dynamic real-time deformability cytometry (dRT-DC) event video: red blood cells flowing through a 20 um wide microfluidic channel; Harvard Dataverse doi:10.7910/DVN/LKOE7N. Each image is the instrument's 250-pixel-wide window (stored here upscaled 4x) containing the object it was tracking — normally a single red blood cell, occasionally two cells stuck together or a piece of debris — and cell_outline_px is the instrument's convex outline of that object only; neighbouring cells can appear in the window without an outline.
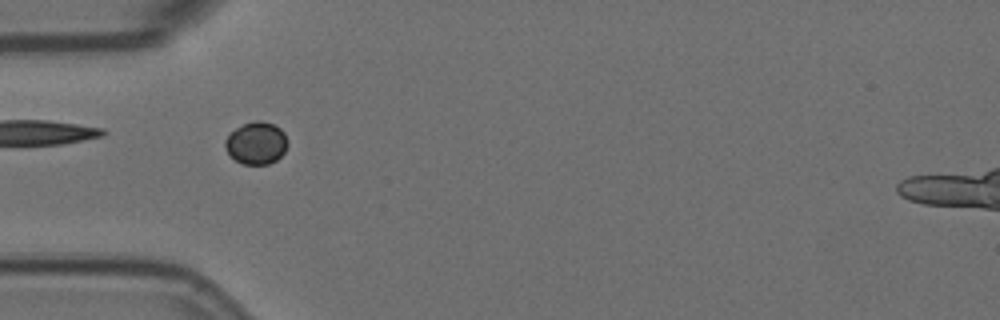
{"species": "Egyptian fruit bat (a non-hibernating species)", "species_latin": "Rousettus aegyptiacus", "temperature_condition": "room temperature", "stored_images_in_passage": 6, "camera_frame_rate_fps": 3000, "um_per_image_px": 0.085, "animal": {"sex": "female"}, "frame": {"image": 1, "passage_image": 2, "time_ms": 0.333, "image_size_px": [1000, 320], "cell_outline_px": [[288, 144], [284, 152], [276, 160], [268, 164], [244, 164], [236, 160], [228, 152], [224, 144], [224, 140], [236, 128], [244, 124], [256, 120], [260, 120], [272, 124], [280, 128], [284, 132], [288, 140]], "centroid_in_image_um": [21.81, 12.16], "position_along_channel_um": 63.2, "area_um2": 15.26}}
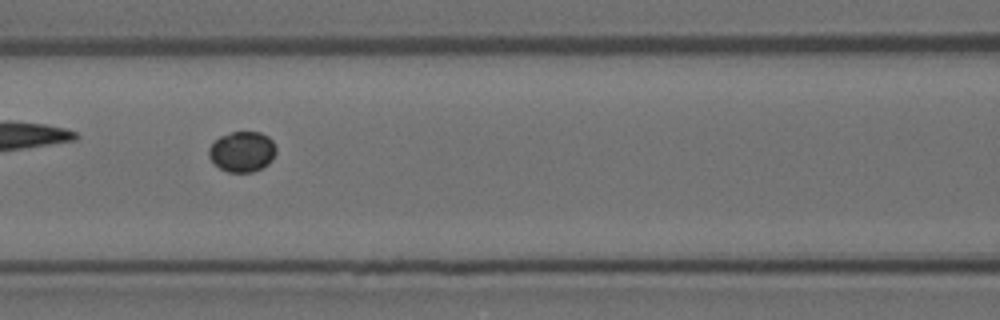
{"frame": {"image": 2, "passage_image": 4, "time_ms": 1.0, "image_size_px": [1000, 320], "cell_outline_px": [[276, 152], [272, 160], [268, 164], [252, 172], [228, 172], [220, 168], [208, 156], [208, 148], [220, 136], [232, 132], [260, 132], [268, 136], [272, 140], [276, 148]], "centroid_in_image_um": [20.6, 12.88], "position_along_channel_um": 146.0, "area_um2": 15.78}}
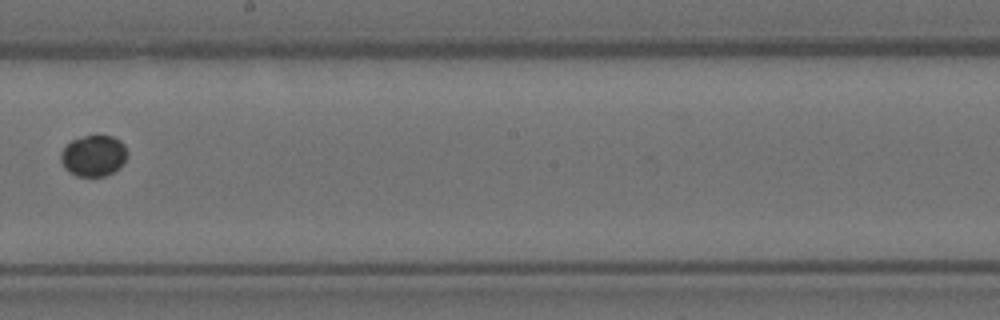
{"frame": {"image": 3, "passage_image": 6, "time_ms": 1.667, "image_size_px": [1000, 320], "cell_outline_px": [[128, 156], [124, 164], [120, 168], [104, 176], [76, 176], [68, 172], [64, 168], [60, 160], [60, 152], [72, 140], [84, 136], [112, 136], [120, 140], [124, 144], [128, 152]], "centroid_in_image_um": [7.97, 13.25], "position_along_channel_um": 240.2, "area_um2": 16.13}}